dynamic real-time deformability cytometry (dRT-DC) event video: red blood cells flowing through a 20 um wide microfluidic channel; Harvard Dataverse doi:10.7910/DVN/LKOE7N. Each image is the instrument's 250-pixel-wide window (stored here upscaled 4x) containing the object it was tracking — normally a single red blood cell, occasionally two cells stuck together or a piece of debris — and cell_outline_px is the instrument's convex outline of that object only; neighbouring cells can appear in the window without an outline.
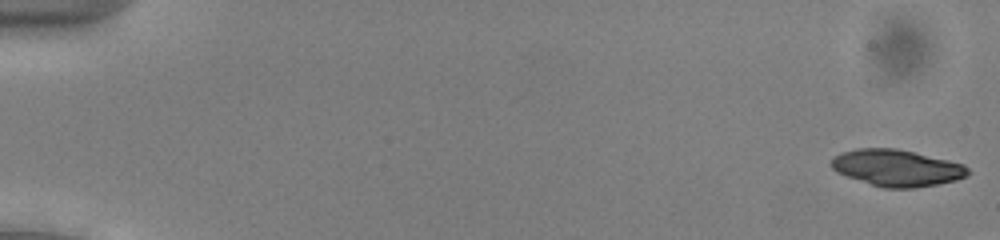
{"species": "common noctule bat (a hibernating species)", "species_latin": "Nyctalus noctula", "temperature_condition": "cold", "stored_images_in_passage": 16, "camera_frame_rate_fps": 3000, "um_per_image_px": 0.085, "animal": {"sex": "male", "body_mass_g": 13.0, "forearm_length_mm": 53.1}, "frame": {"image": 1, "passage_image": 1, "time_ms": 0.0, "image_size_px": [1000, 240], "cell_outline_px": [[968, 176], [956, 180], [916, 188], [884, 188], [836, 172], [828, 164], [832, 156], [840, 152], [856, 148], [896, 148], [948, 160], [964, 164], [968, 168]], "centroid_in_image_um": [76.19, 14.26], "position_along_channel_um": 8.8, "area_um2": 29.19}}